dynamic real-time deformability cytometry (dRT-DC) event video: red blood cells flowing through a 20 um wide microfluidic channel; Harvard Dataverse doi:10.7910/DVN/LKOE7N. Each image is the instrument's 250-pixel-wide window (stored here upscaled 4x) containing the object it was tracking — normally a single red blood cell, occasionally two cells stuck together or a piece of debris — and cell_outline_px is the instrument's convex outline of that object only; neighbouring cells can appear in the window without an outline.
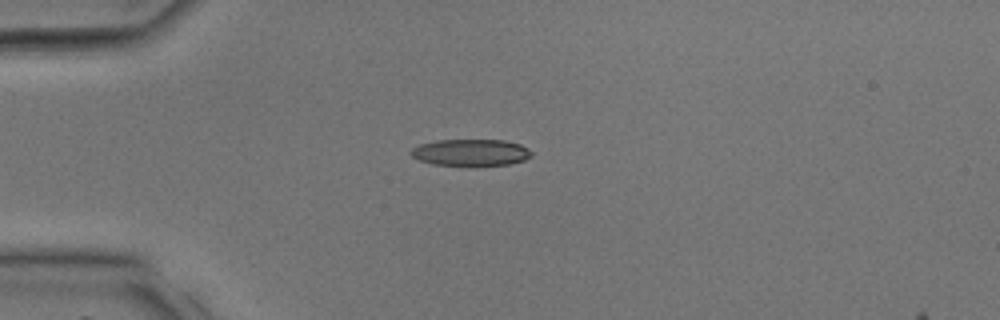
{"species": "common noctule bat (a hibernating species)", "species_latin": "Nyctalus noctula", "temperature_condition": "room temperature", "stored_images_in_passage": 27, "camera_frame_rate_fps": 3000, "um_per_image_px": 0.085, "animal": {"sex": "male", "body_mass_g": 17.9, "forearm_length_mm": 54.2}, "frame": {"image": 1, "passage_image": 1, "time_ms": 0.0, "image_size_px": [1000, 320], "cell_outline_px": [[532, 156], [524, 160], [508, 164], [468, 168], [432, 164], [420, 160], [412, 156], [408, 152], [412, 148], [420, 144], [436, 140], [504, 140], [520, 144], [528, 148], [532, 152]], "centroid_in_image_um": [40.0, 13.0], "position_along_channel_um": 45.0, "area_um2": 19.48}}
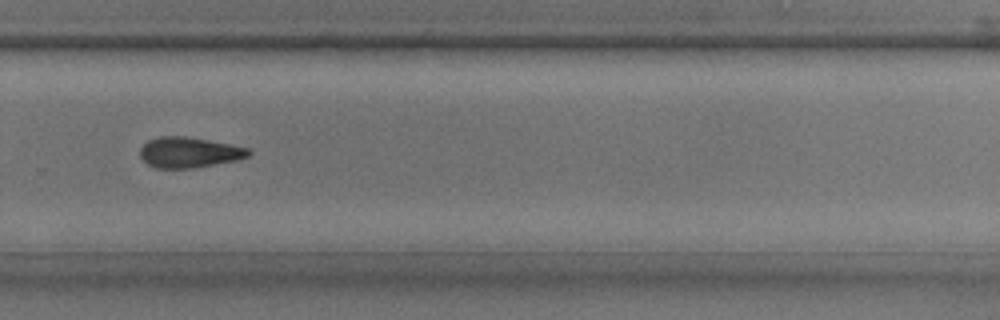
{"frame": {"image": 2, "passage_image": 16, "time_ms": 5.0, "image_size_px": [1000, 320], "cell_outline_px": [[252, 152], [248, 156], [236, 160], [192, 168], [156, 168], [148, 164], [140, 156], [140, 148], [148, 140], [160, 136], [184, 136], [232, 144], [248, 148]], "centroid_in_image_um": [16.07, 12.94], "position_along_channel_um": 313.7, "area_um2": 19.19}}
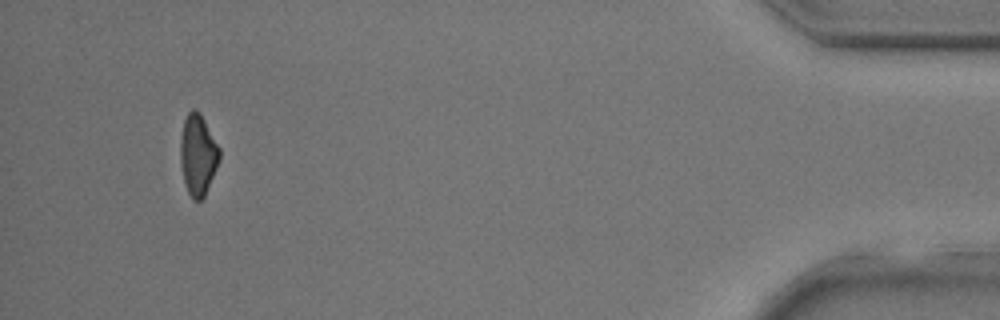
{"frame": {"image": 3, "passage_image": 25, "time_ms": 8.0, "image_size_px": [1000, 320], "cell_outline_px": [[220, 160], [204, 196], [200, 200], [192, 200], [184, 184], [180, 164], [180, 140], [184, 120], [188, 112], [192, 108], [196, 108], [200, 112], [220, 148]], "centroid_in_image_um": [16.81, 13.14], "position_along_channel_um": 418.4, "area_um2": 18.61}}